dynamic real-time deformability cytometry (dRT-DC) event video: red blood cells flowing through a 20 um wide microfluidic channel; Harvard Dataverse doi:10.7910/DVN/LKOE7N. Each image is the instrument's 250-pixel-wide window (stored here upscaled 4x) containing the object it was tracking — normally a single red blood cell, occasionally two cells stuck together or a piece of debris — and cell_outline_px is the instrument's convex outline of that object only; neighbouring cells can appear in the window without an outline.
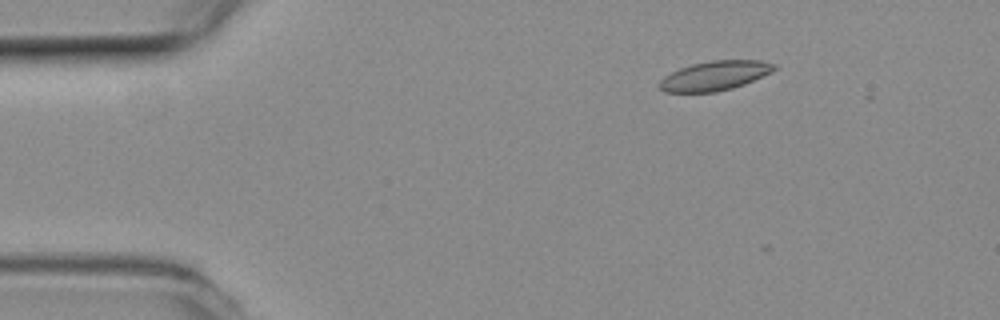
{"species": "common noctule bat (a hibernating species)", "species_latin": "Nyctalus noctula", "temperature_condition": "room temperature", "stored_images_in_passage": 4, "camera_frame_rate_fps": 3000, "um_per_image_px": 0.085, "animal": {"sex": "female", "body_mass_g": 19.3, "forearm_length_mm": 54.1}, "frame": {"image": 1, "passage_image": 1, "time_ms": 0.0, "image_size_px": [1000, 320], "cell_outline_px": [[776, 68], [772, 72], [744, 84], [732, 88], [716, 92], [664, 92], [656, 84], [664, 76], [680, 68], [692, 64], [712, 60], [760, 60], [776, 64]], "centroid_in_image_um": [60.74, 6.43], "position_along_channel_um": 24.3, "area_um2": 19.71}}